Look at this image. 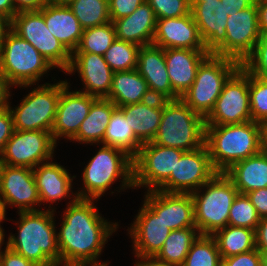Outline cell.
<instances>
[{
  "label": "cell",
  "mask_w": 267,
  "mask_h": 266,
  "mask_svg": "<svg viewBox=\"0 0 267 266\" xmlns=\"http://www.w3.org/2000/svg\"><path fill=\"white\" fill-rule=\"evenodd\" d=\"M10 30V21L0 15V48L3 44L6 33Z\"/></svg>",
  "instance_id": "db71d44e"
},
{
  "label": "cell",
  "mask_w": 267,
  "mask_h": 266,
  "mask_svg": "<svg viewBox=\"0 0 267 266\" xmlns=\"http://www.w3.org/2000/svg\"><path fill=\"white\" fill-rule=\"evenodd\" d=\"M39 11L51 34L72 54L79 46L83 29L71 8L65 3L51 1Z\"/></svg>",
  "instance_id": "484cf974"
},
{
  "label": "cell",
  "mask_w": 267,
  "mask_h": 266,
  "mask_svg": "<svg viewBox=\"0 0 267 266\" xmlns=\"http://www.w3.org/2000/svg\"><path fill=\"white\" fill-rule=\"evenodd\" d=\"M240 194L267 187V153H260L233 164L224 172Z\"/></svg>",
  "instance_id": "f1b7e54d"
},
{
  "label": "cell",
  "mask_w": 267,
  "mask_h": 266,
  "mask_svg": "<svg viewBox=\"0 0 267 266\" xmlns=\"http://www.w3.org/2000/svg\"><path fill=\"white\" fill-rule=\"evenodd\" d=\"M199 235L197 227L170 231L162 249L153 260L166 266H182L193 242Z\"/></svg>",
  "instance_id": "d6a6232c"
},
{
  "label": "cell",
  "mask_w": 267,
  "mask_h": 266,
  "mask_svg": "<svg viewBox=\"0 0 267 266\" xmlns=\"http://www.w3.org/2000/svg\"><path fill=\"white\" fill-rule=\"evenodd\" d=\"M10 29L30 42L54 68L66 72L71 64V53L51 34L40 11H22L10 21Z\"/></svg>",
  "instance_id": "30bf717a"
},
{
  "label": "cell",
  "mask_w": 267,
  "mask_h": 266,
  "mask_svg": "<svg viewBox=\"0 0 267 266\" xmlns=\"http://www.w3.org/2000/svg\"><path fill=\"white\" fill-rule=\"evenodd\" d=\"M4 238H5L4 229L0 225V253L3 251L1 249H3L2 245L4 244Z\"/></svg>",
  "instance_id": "6125c7cd"
},
{
  "label": "cell",
  "mask_w": 267,
  "mask_h": 266,
  "mask_svg": "<svg viewBox=\"0 0 267 266\" xmlns=\"http://www.w3.org/2000/svg\"><path fill=\"white\" fill-rule=\"evenodd\" d=\"M217 171L214 169L206 144L185 151L177 161L175 171L157 189L166 193L191 194L208 182Z\"/></svg>",
  "instance_id": "5bb4252c"
},
{
  "label": "cell",
  "mask_w": 267,
  "mask_h": 266,
  "mask_svg": "<svg viewBox=\"0 0 267 266\" xmlns=\"http://www.w3.org/2000/svg\"><path fill=\"white\" fill-rule=\"evenodd\" d=\"M259 42L267 47V31H260Z\"/></svg>",
  "instance_id": "91938a15"
},
{
  "label": "cell",
  "mask_w": 267,
  "mask_h": 266,
  "mask_svg": "<svg viewBox=\"0 0 267 266\" xmlns=\"http://www.w3.org/2000/svg\"><path fill=\"white\" fill-rule=\"evenodd\" d=\"M152 142L183 151L198 149L205 144V119L181 98L162 99L161 121Z\"/></svg>",
  "instance_id": "8992f818"
},
{
  "label": "cell",
  "mask_w": 267,
  "mask_h": 266,
  "mask_svg": "<svg viewBox=\"0 0 267 266\" xmlns=\"http://www.w3.org/2000/svg\"><path fill=\"white\" fill-rule=\"evenodd\" d=\"M67 5L83 30L111 22L108 0H71Z\"/></svg>",
  "instance_id": "e575fe53"
},
{
  "label": "cell",
  "mask_w": 267,
  "mask_h": 266,
  "mask_svg": "<svg viewBox=\"0 0 267 266\" xmlns=\"http://www.w3.org/2000/svg\"><path fill=\"white\" fill-rule=\"evenodd\" d=\"M117 106L107 98H97L91 105L78 133L70 140L79 144L102 145L111 114Z\"/></svg>",
  "instance_id": "4dcf8cb0"
},
{
  "label": "cell",
  "mask_w": 267,
  "mask_h": 266,
  "mask_svg": "<svg viewBox=\"0 0 267 266\" xmlns=\"http://www.w3.org/2000/svg\"><path fill=\"white\" fill-rule=\"evenodd\" d=\"M189 4L206 51L225 57L226 22L229 12L224 4L218 0Z\"/></svg>",
  "instance_id": "ac0fdd59"
},
{
  "label": "cell",
  "mask_w": 267,
  "mask_h": 266,
  "mask_svg": "<svg viewBox=\"0 0 267 266\" xmlns=\"http://www.w3.org/2000/svg\"><path fill=\"white\" fill-rule=\"evenodd\" d=\"M260 217L246 194H238L229 212L228 225L256 230Z\"/></svg>",
  "instance_id": "f35d334b"
},
{
  "label": "cell",
  "mask_w": 267,
  "mask_h": 266,
  "mask_svg": "<svg viewBox=\"0 0 267 266\" xmlns=\"http://www.w3.org/2000/svg\"><path fill=\"white\" fill-rule=\"evenodd\" d=\"M256 0H220L224 4L229 15L237 13L249 6H251Z\"/></svg>",
  "instance_id": "f907efd6"
},
{
  "label": "cell",
  "mask_w": 267,
  "mask_h": 266,
  "mask_svg": "<svg viewBox=\"0 0 267 266\" xmlns=\"http://www.w3.org/2000/svg\"><path fill=\"white\" fill-rule=\"evenodd\" d=\"M83 188L78 189V198L98 200L121 180L118 192L133 186V159L124 151L103 145L89 160L82 173ZM124 189V190H123Z\"/></svg>",
  "instance_id": "277c9868"
},
{
  "label": "cell",
  "mask_w": 267,
  "mask_h": 266,
  "mask_svg": "<svg viewBox=\"0 0 267 266\" xmlns=\"http://www.w3.org/2000/svg\"><path fill=\"white\" fill-rule=\"evenodd\" d=\"M241 66L249 74L267 78V47L258 41L253 52L243 61Z\"/></svg>",
  "instance_id": "b9f144b4"
},
{
  "label": "cell",
  "mask_w": 267,
  "mask_h": 266,
  "mask_svg": "<svg viewBox=\"0 0 267 266\" xmlns=\"http://www.w3.org/2000/svg\"><path fill=\"white\" fill-rule=\"evenodd\" d=\"M218 245L221 259L256 249L255 230L227 225L212 235Z\"/></svg>",
  "instance_id": "836d02e7"
},
{
  "label": "cell",
  "mask_w": 267,
  "mask_h": 266,
  "mask_svg": "<svg viewBox=\"0 0 267 266\" xmlns=\"http://www.w3.org/2000/svg\"><path fill=\"white\" fill-rule=\"evenodd\" d=\"M146 0H108L109 16L113 22L132 14Z\"/></svg>",
  "instance_id": "ee69618b"
},
{
  "label": "cell",
  "mask_w": 267,
  "mask_h": 266,
  "mask_svg": "<svg viewBox=\"0 0 267 266\" xmlns=\"http://www.w3.org/2000/svg\"><path fill=\"white\" fill-rule=\"evenodd\" d=\"M263 150L267 151V122L262 124Z\"/></svg>",
  "instance_id": "680465c9"
},
{
  "label": "cell",
  "mask_w": 267,
  "mask_h": 266,
  "mask_svg": "<svg viewBox=\"0 0 267 266\" xmlns=\"http://www.w3.org/2000/svg\"><path fill=\"white\" fill-rule=\"evenodd\" d=\"M260 30L256 1L249 7L228 16L226 22L225 57L243 61L253 52Z\"/></svg>",
  "instance_id": "9a60e30c"
},
{
  "label": "cell",
  "mask_w": 267,
  "mask_h": 266,
  "mask_svg": "<svg viewBox=\"0 0 267 266\" xmlns=\"http://www.w3.org/2000/svg\"><path fill=\"white\" fill-rule=\"evenodd\" d=\"M5 245L4 248H6L0 253V266H39L10 249L8 247V241H6Z\"/></svg>",
  "instance_id": "bcb514c9"
},
{
  "label": "cell",
  "mask_w": 267,
  "mask_h": 266,
  "mask_svg": "<svg viewBox=\"0 0 267 266\" xmlns=\"http://www.w3.org/2000/svg\"><path fill=\"white\" fill-rule=\"evenodd\" d=\"M5 215H6V211H5L4 205L0 201V225H1V222H3L4 220H7Z\"/></svg>",
  "instance_id": "94428289"
},
{
  "label": "cell",
  "mask_w": 267,
  "mask_h": 266,
  "mask_svg": "<svg viewBox=\"0 0 267 266\" xmlns=\"http://www.w3.org/2000/svg\"><path fill=\"white\" fill-rule=\"evenodd\" d=\"M107 262H83V263H64V264H58L56 266H108Z\"/></svg>",
  "instance_id": "9f6ffc18"
},
{
  "label": "cell",
  "mask_w": 267,
  "mask_h": 266,
  "mask_svg": "<svg viewBox=\"0 0 267 266\" xmlns=\"http://www.w3.org/2000/svg\"><path fill=\"white\" fill-rule=\"evenodd\" d=\"M152 44L163 49L206 50L192 13L178 18L157 19Z\"/></svg>",
  "instance_id": "7402d4cb"
},
{
  "label": "cell",
  "mask_w": 267,
  "mask_h": 266,
  "mask_svg": "<svg viewBox=\"0 0 267 266\" xmlns=\"http://www.w3.org/2000/svg\"><path fill=\"white\" fill-rule=\"evenodd\" d=\"M0 201L5 211L7 206L16 207L19 212L40 210L41 203L33 169L4 164L0 183Z\"/></svg>",
  "instance_id": "2e32d148"
},
{
  "label": "cell",
  "mask_w": 267,
  "mask_h": 266,
  "mask_svg": "<svg viewBox=\"0 0 267 266\" xmlns=\"http://www.w3.org/2000/svg\"><path fill=\"white\" fill-rule=\"evenodd\" d=\"M127 231L133 243L134 257L153 259L162 249L170 229L144 202Z\"/></svg>",
  "instance_id": "e0dca14e"
},
{
  "label": "cell",
  "mask_w": 267,
  "mask_h": 266,
  "mask_svg": "<svg viewBox=\"0 0 267 266\" xmlns=\"http://www.w3.org/2000/svg\"><path fill=\"white\" fill-rule=\"evenodd\" d=\"M137 71L147 82L152 97L164 100L180 98L171 87L163 48L154 44L141 46L138 51Z\"/></svg>",
  "instance_id": "603a6c76"
},
{
  "label": "cell",
  "mask_w": 267,
  "mask_h": 266,
  "mask_svg": "<svg viewBox=\"0 0 267 266\" xmlns=\"http://www.w3.org/2000/svg\"><path fill=\"white\" fill-rule=\"evenodd\" d=\"M256 208L260 218L267 217V187L250 191L246 194Z\"/></svg>",
  "instance_id": "7dc6e473"
},
{
  "label": "cell",
  "mask_w": 267,
  "mask_h": 266,
  "mask_svg": "<svg viewBox=\"0 0 267 266\" xmlns=\"http://www.w3.org/2000/svg\"><path fill=\"white\" fill-rule=\"evenodd\" d=\"M118 108L143 144L153 141L161 121L162 99L152 97L143 102Z\"/></svg>",
  "instance_id": "83f0119b"
},
{
  "label": "cell",
  "mask_w": 267,
  "mask_h": 266,
  "mask_svg": "<svg viewBox=\"0 0 267 266\" xmlns=\"http://www.w3.org/2000/svg\"><path fill=\"white\" fill-rule=\"evenodd\" d=\"M238 194L239 191L224 172H217L201 188L191 193L195 224L200 235H213L228 225L230 208Z\"/></svg>",
  "instance_id": "52a82bcc"
},
{
  "label": "cell",
  "mask_w": 267,
  "mask_h": 266,
  "mask_svg": "<svg viewBox=\"0 0 267 266\" xmlns=\"http://www.w3.org/2000/svg\"><path fill=\"white\" fill-rule=\"evenodd\" d=\"M241 67L228 57L210 54L197 70L196 78L181 99L204 119L210 114L227 80Z\"/></svg>",
  "instance_id": "ba28073f"
},
{
  "label": "cell",
  "mask_w": 267,
  "mask_h": 266,
  "mask_svg": "<svg viewBox=\"0 0 267 266\" xmlns=\"http://www.w3.org/2000/svg\"><path fill=\"white\" fill-rule=\"evenodd\" d=\"M70 86L71 84H68L61 91L57 106L56 118L51 131L56 143L59 137L71 140L78 133L92 103L97 99L80 90L70 91Z\"/></svg>",
  "instance_id": "ffe728a7"
},
{
  "label": "cell",
  "mask_w": 267,
  "mask_h": 266,
  "mask_svg": "<svg viewBox=\"0 0 267 266\" xmlns=\"http://www.w3.org/2000/svg\"><path fill=\"white\" fill-rule=\"evenodd\" d=\"M15 131L13 115L7 105L0 109V157L2 156L5 144Z\"/></svg>",
  "instance_id": "f6af8a7d"
},
{
  "label": "cell",
  "mask_w": 267,
  "mask_h": 266,
  "mask_svg": "<svg viewBox=\"0 0 267 266\" xmlns=\"http://www.w3.org/2000/svg\"><path fill=\"white\" fill-rule=\"evenodd\" d=\"M140 47L135 43L116 38L103 57L113 72L130 71L137 69Z\"/></svg>",
  "instance_id": "d590c367"
},
{
  "label": "cell",
  "mask_w": 267,
  "mask_h": 266,
  "mask_svg": "<svg viewBox=\"0 0 267 266\" xmlns=\"http://www.w3.org/2000/svg\"><path fill=\"white\" fill-rule=\"evenodd\" d=\"M56 144L50 132L15 130L0 158L5 165L33 169L53 159Z\"/></svg>",
  "instance_id": "4fadbf2b"
},
{
  "label": "cell",
  "mask_w": 267,
  "mask_h": 266,
  "mask_svg": "<svg viewBox=\"0 0 267 266\" xmlns=\"http://www.w3.org/2000/svg\"><path fill=\"white\" fill-rule=\"evenodd\" d=\"M112 23L117 39L143 46L152 44L157 18L151 6L145 1L132 14Z\"/></svg>",
  "instance_id": "4316f807"
},
{
  "label": "cell",
  "mask_w": 267,
  "mask_h": 266,
  "mask_svg": "<svg viewBox=\"0 0 267 266\" xmlns=\"http://www.w3.org/2000/svg\"><path fill=\"white\" fill-rule=\"evenodd\" d=\"M116 39L115 28L111 22L83 30L81 41L74 52H87L104 55Z\"/></svg>",
  "instance_id": "8d00e7d4"
},
{
  "label": "cell",
  "mask_w": 267,
  "mask_h": 266,
  "mask_svg": "<svg viewBox=\"0 0 267 266\" xmlns=\"http://www.w3.org/2000/svg\"><path fill=\"white\" fill-rule=\"evenodd\" d=\"M221 256L212 235H199L193 242L182 266H220Z\"/></svg>",
  "instance_id": "74e56055"
},
{
  "label": "cell",
  "mask_w": 267,
  "mask_h": 266,
  "mask_svg": "<svg viewBox=\"0 0 267 266\" xmlns=\"http://www.w3.org/2000/svg\"><path fill=\"white\" fill-rule=\"evenodd\" d=\"M70 83L60 80L54 84L44 83L34 87L16 107H11V89L8 91L6 105L11 110L15 130L52 131L61 91Z\"/></svg>",
  "instance_id": "9c48e42d"
},
{
  "label": "cell",
  "mask_w": 267,
  "mask_h": 266,
  "mask_svg": "<svg viewBox=\"0 0 267 266\" xmlns=\"http://www.w3.org/2000/svg\"><path fill=\"white\" fill-rule=\"evenodd\" d=\"M250 113L252 121L267 122V78L249 74Z\"/></svg>",
  "instance_id": "ab89813d"
},
{
  "label": "cell",
  "mask_w": 267,
  "mask_h": 266,
  "mask_svg": "<svg viewBox=\"0 0 267 266\" xmlns=\"http://www.w3.org/2000/svg\"><path fill=\"white\" fill-rule=\"evenodd\" d=\"M3 167H4V163L1 161V158H0V183H1V176H2Z\"/></svg>",
  "instance_id": "e7e4bbea"
},
{
  "label": "cell",
  "mask_w": 267,
  "mask_h": 266,
  "mask_svg": "<svg viewBox=\"0 0 267 266\" xmlns=\"http://www.w3.org/2000/svg\"><path fill=\"white\" fill-rule=\"evenodd\" d=\"M157 19L178 18L191 13L189 0H146Z\"/></svg>",
  "instance_id": "60d3db41"
},
{
  "label": "cell",
  "mask_w": 267,
  "mask_h": 266,
  "mask_svg": "<svg viewBox=\"0 0 267 266\" xmlns=\"http://www.w3.org/2000/svg\"><path fill=\"white\" fill-rule=\"evenodd\" d=\"M33 175L40 203H50L49 210L56 209L51 207L54 202L57 203L68 197V200L78 198L72 190L73 179L76 178V175L71 176L64 166L53 162V159L34 167Z\"/></svg>",
  "instance_id": "cb8c5ba5"
},
{
  "label": "cell",
  "mask_w": 267,
  "mask_h": 266,
  "mask_svg": "<svg viewBox=\"0 0 267 266\" xmlns=\"http://www.w3.org/2000/svg\"><path fill=\"white\" fill-rule=\"evenodd\" d=\"M185 151L164 147L154 142L144 143L133 159V186L157 190L175 171L177 161Z\"/></svg>",
  "instance_id": "7c38bea8"
},
{
  "label": "cell",
  "mask_w": 267,
  "mask_h": 266,
  "mask_svg": "<svg viewBox=\"0 0 267 266\" xmlns=\"http://www.w3.org/2000/svg\"><path fill=\"white\" fill-rule=\"evenodd\" d=\"M144 203L172 231L196 227L194 202L191 194L146 191Z\"/></svg>",
  "instance_id": "d6986e66"
},
{
  "label": "cell",
  "mask_w": 267,
  "mask_h": 266,
  "mask_svg": "<svg viewBox=\"0 0 267 266\" xmlns=\"http://www.w3.org/2000/svg\"><path fill=\"white\" fill-rule=\"evenodd\" d=\"M138 260V261H137ZM134 266H166L155 262L153 259H137Z\"/></svg>",
  "instance_id": "6f0895ef"
},
{
  "label": "cell",
  "mask_w": 267,
  "mask_h": 266,
  "mask_svg": "<svg viewBox=\"0 0 267 266\" xmlns=\"http://www.w3.org/2000/svg\"><path fill=\"white\" fill-rule=\"evenodd\" d=\"M102 145L120 149L132 159L138 155L143 145L118 107L111 114Z\"/></svg>",
  "instance_id": "1f68e13d"
},
{
  "label": "cell",
  "mask_w": 267,
  "mask_h": 266,
  "mask_svg": "<svg viewBox=\"0 0 267 266\" xmlns=\"http://www.w3.org/2000/svg\"><path fill=\"white\" fill-rule=\"evenodd\" d=\"M16 12L39 11L42 7L53 0H12Z\"/></svg>",
  "instance_id": "681fc988"
},
{
  "label": "cell",
  "mask_w": 267,
  "mask_h": 266,
  "mask_svg": "<svg viewBox=\"0 0 267 266\" xmlns=\"http://www.w3.org/2000/svg\"><path fill=\"white\" fill-rule=\"evenodd\" d=\"M260 31H267V0H256Z\"/></svg>",
  "instance_id": "816d5d0a"
},
{
  "label": "cell",
  "mask_w": 267,
  "mask_h": 266,
  "mask_svg": "<svg viewBox=\"0 0 267 266\" xmlns=\"http://www.w3.org/2000/svg\"><path fill=\"white\" fill-rule=\"evenodd\" d=\"M256 249L264 254L267 252V217L261 218L255 230Z\"/></svg>",
  "instance_id": "c3c4849f"
},
{
  "label": "cell",
  "mask_w": 267,
  "mask_h": 266,
  "mask_svg": "<svg viewBox=\"0 0 267 266\" xmlns=\"http://www.w3.org/2000/svg\"><path fill=\"white\" fill-rule=\"evenodd\" d=\"M106 98L117 107H122L146 101L152 95L145 79L137 69H133L113 73L111 90Z\"/></svg>",
  "instance_id": "f546056e"
},
{
  "label": "cell",
  "mask_w": 267,
  "mask_h": 266,
  "mask_svg": "<svg viewBox=\"0 0 267 266\" xmlns=\"http://www.w3.org/2000/svg\"><path fill=\"white\" fill-rule=\"evenodd\" d=\"M252 121L249 73L241 66L225 83L205 125H233Z\"/></svg>",
  "instance_id": "8fae6325"
},
{
  "label": "cell",
  "mask_w": 267,
  "mask_h": 266,
  "mask_svg": "<svg viewBox=\"0 0 267 266\" xmlns=\"http://www.w3.org/2000/svg\"><path fill=\"white\" fill-rule=\"evenodd\" d=\"M205 1H215V0H189V2H205Z\"/></svg>",
  "instance_id": "03108f58"
},
{
  "label": "cell",
  "mask_w": 267,
  "mask_h": 266,
  "mask_svg": "<svg viewBox=\"0 0 267 266\" xmlns=\"http://www.w3.org/2000/svg\"><path fill=\"white\" fill-rule=\"evenodd\" d=\"M15 6L12 0H0V15L9 21L12 20L16 14Z\"/></svg>",
  "instance_id": "f5cc1de1"
},
{
  "label": "cell",
  "mask_w": 267,
  "mask_h": 266,
  "mask_svg": "<svg viewBox=\"0 0 267 266\" xmlns=\"http://www.w3.org/2000/svg\"><path fill=\"white\" fill-rule=\"evenodd\" d=\"M220 266H263L262 254L257 250L222 258Z\"/></svg>",
  "instance_id": "7bdbcfd3"
},
{
  "label": "cell",
  "mask_w": 267,
  "mask_h": 266,
  "mask_svg": "<svg viewBox=\"0 0 267 266\" xmlns=\"http://www.w3.org/2000/svg\"><path fill=\"white\" fill-rule=\"evenodd\" d=\"M94 199H71L66 203L57 232L60 264L99 262L108 239L118 229V222L105 220Z\"/></svg>",
  "instance_id": "6da1fadb"
},
{
  "label": "cell",
  "mask_w": 267,
  "mask_h": 266,
  "mask_svg": "<svg viewBox=\"0 0 267 266\" xmlns=\"http://www.w3.org/2000/svg\"><path fill=\"white\" fill-rule=\"evenodd\" d=\"M205 144L217 172L263 150L262 125L249 121L233 125H205Z\"/></svg>",
  "instance_id": "3957f363"
},
{
  "label": "cell",
  "mask_w": 267,
  "mask_h": 266,
  "mask_svg": "<svg viewBox=\"0 0 267 266\" xmlns=\"http://www.w3.org/2000/svg\"><path fill=\"white\" fill-rule=\"evenodd\" d=\"M42 210L18 212V231L8 236V247L39 266H56L60 264L56 210Z\"/></svg>",
  "instance_id": "7a4b0ae2"
},
{
  "label": "cell",
  "mask_w": 267,
  "mask_h": 266,
  "mask_svg": "<svg viewBox=\"0 0 267 266\" xmlns=\"http://www.w3.org/2000/svg\"><path fill=\"white\" fill-rule=\"evenodd\" d=\"M263 266H267V252L262 254Z\"/></svg>",
  "instance_id": "be15d7a7"
},
{
  "label": "cell",
  "mask_w": 267,
  "mask_h": 266,
  "mask_svg": "<svg viewBox=\"0 0 267 266\" xmlns=\"http://www.w3.org/2000/svg\"><path fill=\"white\" fill-rule=\"evenodd\" d=\"M167 73L173 91L181 96L193 84L199 65L210 55L206 50L164 49Z\"/></svg>",
  "instance_id": "d4e9b609"
},
{
  "label": "cell",
  "mask_w": 267,
  "mask_h": 266,
  "mask_svg": "<svg viewBox=\"0 0 267 266\" xmlns=\"http://www.w3.org/2000/svg\"><path fill=\"white\" fill-rule=\"evenodd\" d=\"M9 88L6 86L2 76L0 75V109L6 105V99Z\"/></svg>",
  "instance_id": "11a10c76"
},
{
  "label": "cell",
  "mask_w": 267,
  "mask_h": 266,
  "mask_svg": "<svg viewBox=\"0 0 267 266\" xmlns=\"http://www.w3.org/2000/svg\"><path fill=\"white\" fill-rule=\"evenodd\" d=\"M53 1L67 4L71 0H53Z\"/></svg>",
  "instance_id": "003e7915"
},
{
  "label": "cell",
  "mask_w": 267,
  "mask_h": 266,
  "mask_svg": "<svg viewBox=\"0 0 267 266\" xmlns=\"http://www.w3.org/2000/svg\"><path fill=\"white\" fill-rule=\"evenodd\" d=\"M52 69L55 68L30 42L11 29L6 33L0 48V75L9 89L32 87Z\"/></svg>",
  "instance_id": "5b68a950"
},
{
  "label": "cell",
  "mask_w": 267,
  "mask_h": 266,
  "mask_svg": "<svg viewBox=\"0 0 267 266\" xmlns=\"http://www.w3.org/2000/svg\"><path fill=\"white\" fill-rule=\"evenodd\" d=\"M76 72L84 84L80 92L96 98H106L109 95L114 72L102 55L73 52L70 67L65 73L75 74Z\"/></svg>",
  "instance_id": "44dd1931"
}]
</instances>
